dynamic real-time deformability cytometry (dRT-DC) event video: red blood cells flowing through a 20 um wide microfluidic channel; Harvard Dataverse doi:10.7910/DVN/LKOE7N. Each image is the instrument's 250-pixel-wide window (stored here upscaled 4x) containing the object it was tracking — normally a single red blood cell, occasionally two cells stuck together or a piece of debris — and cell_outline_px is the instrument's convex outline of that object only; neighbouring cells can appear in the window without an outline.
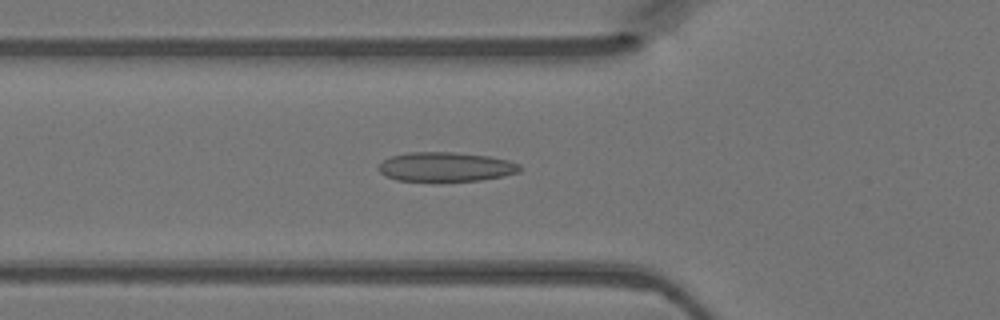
{"species": "Egyptian fruit bat (a non-hibernating species)", "species_latin": "Rousettus aegyptiacus", "temperature_condition": "warm", "stored_images_in_passage": 47, "camera_frame_rate_fps": 3000, "um_per_image_px": 0.085, "animal": {"sex": "female"}, "frame": {"image": 1, "passage_image": 16, "time_ms": 5.0, "image_size_px": [1000, 320], "cell_outline_px": [[520, 172], [480, 180], [436, 184], [396, 180], [380, 172], [376, 168], [388, 156], [408, 152], [452, 152], [488, 156], [508, 160], [520, 164]], "centroid_in_image_um": [37.83, 14.22], "position_along_channel_um": 88.0, "area_um2": 25.03}}
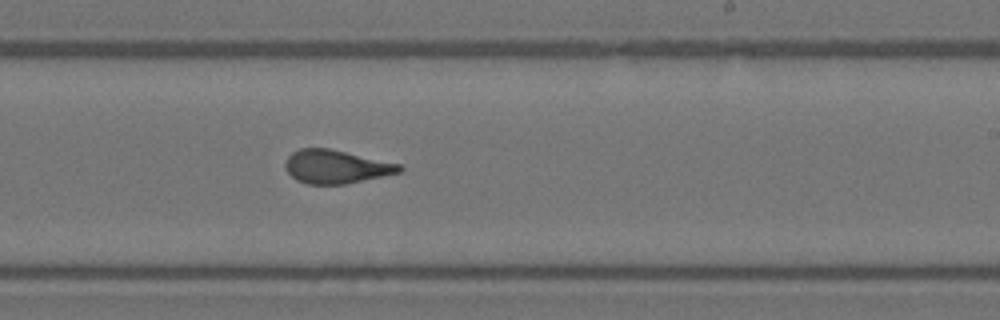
{"frame": {"image": 2, "passage_image": 28, "time_ms": 9.0, "image_size_px": [1000, 320], "cell_outline_px": [[404, 168], [400, 172], [344, 184], [308, 184], [296, 180], [284, 168], [284, 164], [288, 156], [292, 152], [300, 148], [328, 148], [400, 164]], "centroid_in_image_um": [28.52, 14.16], "position_along_channel_um": 260.5, "area_um2": 22.02}}
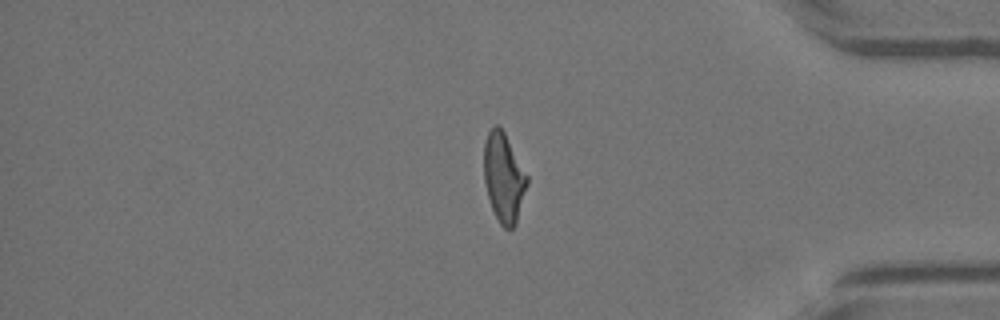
{"frame": {"image": 3, "passage_image": 39, "time_ms": 12.667, "image_size_px": [1000, 320], "cell_outline_px": [[528, 184], [516, 224], [512, 228], [504, 228], [500, 224], [492, 208], [488, 196], [484, 180], [484, 144], [488, 132], [492, 124], [496, 124], [504, 132], [528, 176]], "centroid_in_image_um": [42.82, 15.09], "position_along_channel_um": 392.4, "area_um2": 22.31}}